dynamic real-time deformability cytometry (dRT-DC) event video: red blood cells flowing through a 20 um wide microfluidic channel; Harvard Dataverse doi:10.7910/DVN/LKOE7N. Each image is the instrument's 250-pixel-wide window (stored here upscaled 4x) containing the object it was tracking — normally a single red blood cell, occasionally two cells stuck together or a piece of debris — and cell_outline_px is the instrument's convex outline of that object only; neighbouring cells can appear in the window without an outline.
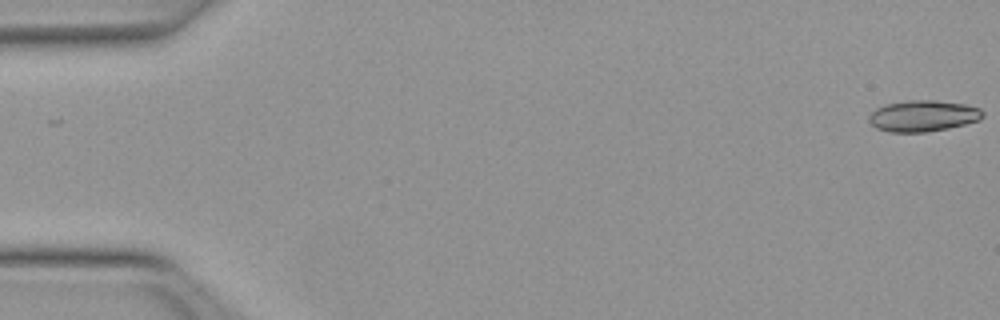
{"species": "Egyptian fruit bat (a non-hibernating species)", "species_latin": "Rousettus aegyptiacus", "temperature_condition": "warm", "stored_images_in_passage": 51, "camera_frame_rate_fps": 3000, "um_per_image_px": 0.085, "animal": {"sex": "female"}, "frame": {"image": 1, "passage_image": 1, "time_ms": 0.0, "image_size_px": [1000, 320], "cell_outline_px": [[984, 116], [980, 120], [948, 128], [928, 132], [888, 132], [876, 128], [868, 120], [868, 116], [876, 108], [888, 104], [908, 100], [936, 100], [964, 104], [980, 108], [984, 112]], "centroid_in_image_um": [78.47, 9.85], "position_along_channel_um": 6.5, "area_um2": 20.75}}
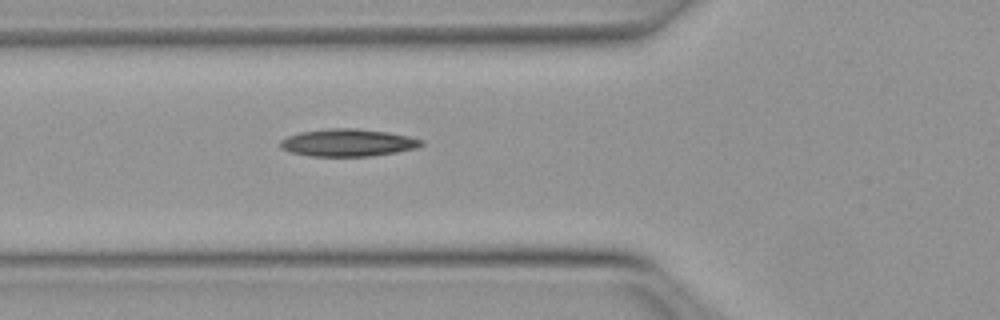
{"frame": {"image": 2, "passage_image": 19, "time_ms": 6.0, "image_size_px": [1000, 320], "cell_outline_px": [[424, 144], [420, 148], [372, 156], [308, 156], [288, 152], [280, 148], [280, 140], [288, 136], [300, 132], [324, 128], [356, 128], [388, 132], [408, 136], [424, 140]], "centroid_in_image_um": [29.57, 12.13], "position_along_channel_um": 96.2, "area_um2": 22.89}}
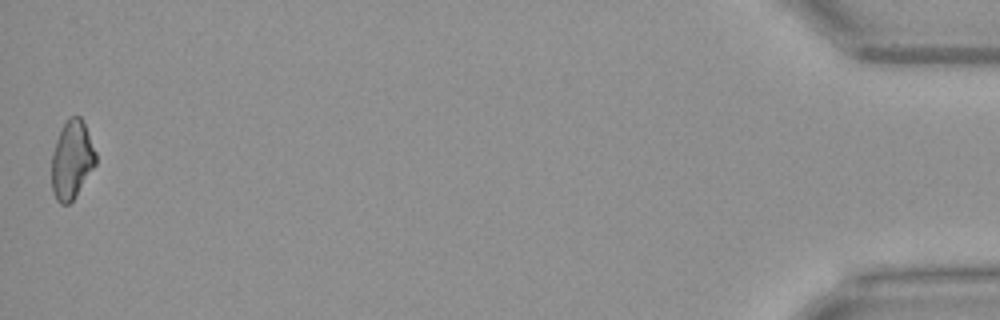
{"frame": {"image": 3, "passage_image": 51, "time_ms": 16.667, "image_size_px": [1000, 320], "cell_outline_px": [[96, 164], [76, 196], [68, 204], [60, 204], [56, 200], [52, 192], [52, 156], [56, 140], [68, 116], [80, 116], [84, 124], [96, 152]], "centroid_in_image_um": [6.1, 13.61], "position_along_channel_um": 429.1, "area_um2": 20.0}, "authors_computed_cell_mechanics": {"area_um2": 20.7502, "velocity_mm_per_s": 4.0253, "shape_relaxation_time_tau1_ms": null, "shape_relaxation_time_tau2_ms": 5.7957, "deformation_change_tau1": null, "deformation_change_tau2": 0.1423}}